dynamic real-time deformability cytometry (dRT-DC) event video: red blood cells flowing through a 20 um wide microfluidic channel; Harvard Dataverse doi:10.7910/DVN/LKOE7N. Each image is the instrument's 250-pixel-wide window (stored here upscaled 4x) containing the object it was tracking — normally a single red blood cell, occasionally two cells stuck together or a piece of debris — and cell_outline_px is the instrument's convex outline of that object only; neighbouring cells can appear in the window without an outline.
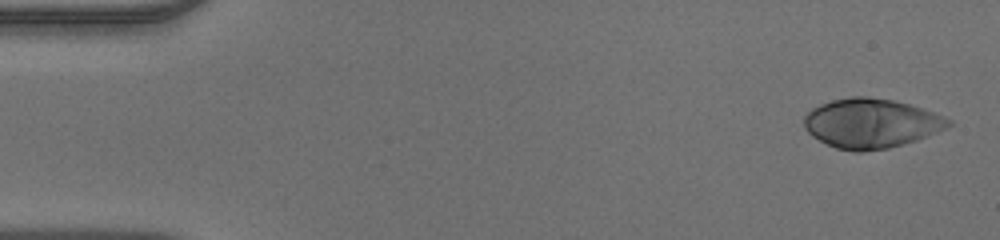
{"species": "human", "species_latin": "Homo sapiens", "temperature_condition": "warm", "stored_images_in_passage": 48, "camera_frame_rate_fps": 3000, "um_per_image_px": 0.085, "donor": {"sex": "male"}, "frame": {"image": 1, "passage_image": 1, "time_ms": 0.0, "image_size_px": [1000, 240], "cell_outline_px": [[952, 124], [948, 128], [916, 140], [888, 148], [864, 152], [852, 152], [836, 148], [812, 136], [804, 128], [804, 116], [812, 108], [820, 104], [832, 100], [852, 96], [868, 96], [892, 100], [908, 104], [944, 116], [952, 120]], "centroid_in_image_um": [74.03, 10.49], "position_along_channel_um": 11.0, "area_um2": 41.62}}
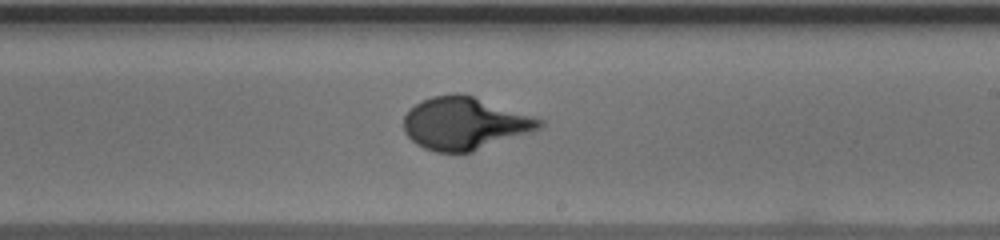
{"frame": {"image": 2, "passage_image": 28, "time_ms": 9.0, "image_size_px": [1000, 240], "cell_outline_px": [[544, 124], [540, 128], [472, 152], [436, 152], [424, 148], [416, 144], [404, 132], [404, 116], [420, 100], [432, 96], [456, 92], [472, 96], [544, 120]], "centroid_in_image_um": [39.46, 10.49], "position_along_channel_um": 249.5, "area_um2": 41.04}}
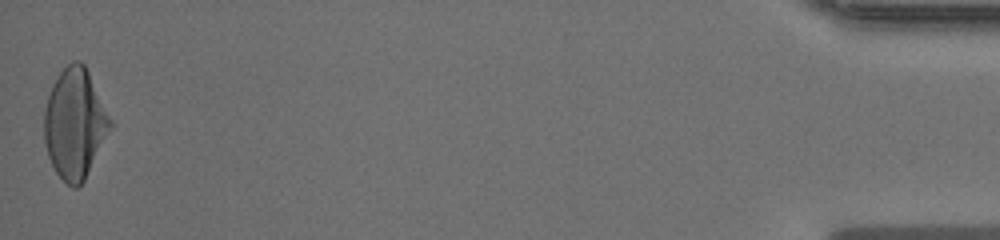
{"frame": {"image": 3, "passage_image": 48, "time_ms": 15.667, "image_size_px": [1000, 240], "cell_outline_px": [[112, 124], [84, 180], [76, 188], [72, 188], [56, 172], [48, 156], [44, 140], [44, 112], [48, 96], [52, 84], [60, 72], [72, 60], [80, 60], [84, 64], [112, 120]], "centroid_in_image_um": [6.34, 10.48], "position_along_channel_um": 428.9, "area_um2": 41.67}}